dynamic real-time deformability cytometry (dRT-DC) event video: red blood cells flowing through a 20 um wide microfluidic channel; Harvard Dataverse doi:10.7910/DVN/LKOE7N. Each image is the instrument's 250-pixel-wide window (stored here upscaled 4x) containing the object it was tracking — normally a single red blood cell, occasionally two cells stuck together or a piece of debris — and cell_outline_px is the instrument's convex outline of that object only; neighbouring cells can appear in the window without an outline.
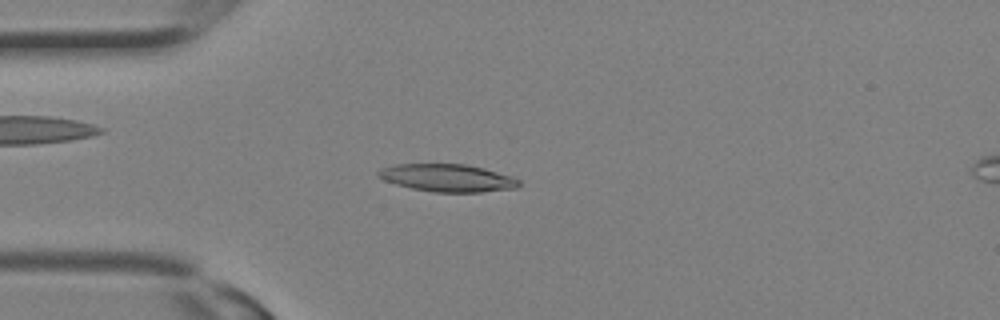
{"species": "Egyptian fruit bat (a non-hibernating species)", "species_latin": "Rousettus aegyptiacus", "temperature_condition": "room temperature", "stored_images_in_passage": 10, "camera_frame_rate_fps": 3000, "um_per_image_px": 0.085, "animal": {"sex": "female"}, "frame": {"image": 1, "passage_image": 7, "time_ms": 2.0, "image_size_px": [1000, 320], "cell_outline_px": [[520, 184], [516, 188], [480, 192], [432, 192], [412, 188], [396, 184], [384, 180], [376, 176], [376, 172], [384, 168], [396, 164], [464, 164], [484, 168], [520, 180]], "centroid_in_image_um": [38.0, 15.12], "position_along_channel_um": 47.0, "area_um2": 22.37}}
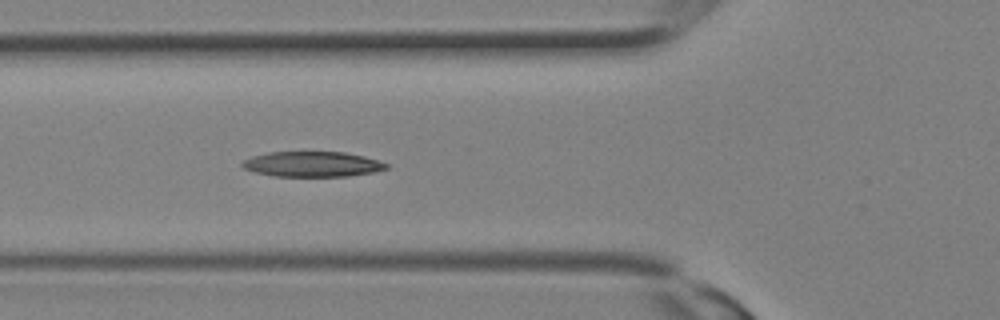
{"frame": {"image": 2, "passage_image": 10, "time_ms": 3.0, "image_size_px": [1000, 320], "cell_outline_px": [[388, 168], [372, 172], [348, 176], [276, 176], [256, 172], [244, 168], [240, 164], [244, 160], [252, 156], [268, 152], [344, 152], [364, 156], [388, 164]], "centroid_in_image_um": [26.53, 13.95], "position_along_channel_um": 99.3, "area_um2": 20.98}}